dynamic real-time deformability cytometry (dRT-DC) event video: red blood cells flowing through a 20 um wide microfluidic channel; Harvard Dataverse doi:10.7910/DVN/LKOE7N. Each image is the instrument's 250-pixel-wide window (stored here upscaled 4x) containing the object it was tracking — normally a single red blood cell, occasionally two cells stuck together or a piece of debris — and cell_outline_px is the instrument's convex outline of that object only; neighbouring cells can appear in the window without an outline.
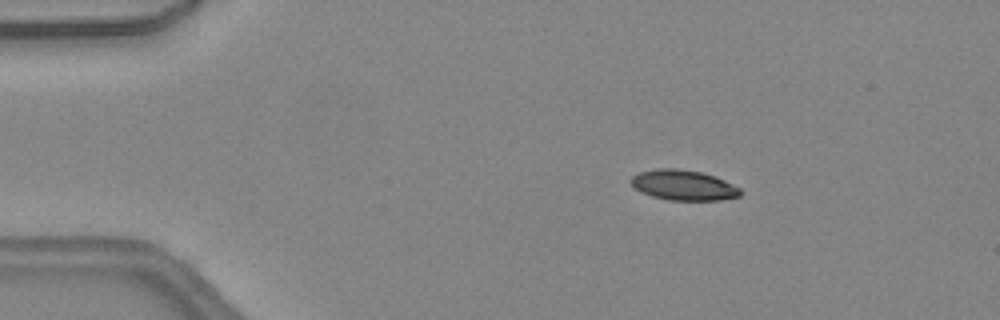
{"species": "common noctule bat (a hibernating species)", "species_latin": "Nyctalus noctula", "temperature_condition": "warm", "stored_images_in_passage": 39, "camera_frame_rate_fps": 3000, "um_per_image_px": 0.085, "animal": {"sex": "female", "body_mass_g": 24.6, "forearm_length_mm": 56.2}, "frame": {"image": 1, "passage_image": 1, "time_ms": 0.0, "image_size_px": [1000, 320], "cell_outline_px": [[740, 196], [720, 200], [668, 200], [652, 196], [640, 192], [628, 180], [632, 176], [640, 172], [656, 168], [676, 168], [700, 172], [716, 176], [740, 188]], "centroid_in_image_um": [58.07, 15.73], "position_along_channel_um": 26.9, "area_um2": 19.31}}
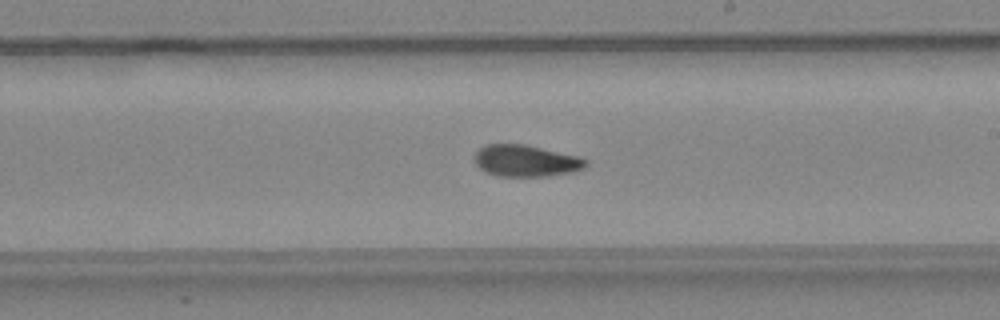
{"frame": {"image": 2, "passage_image": 20, "time_ms": 6.333, "image_size_px": [1000, 320], "cell_outline_px": [[588, 164], [584, 168], [572, 172], [544, 176], [500, 176], [488, 172], [480, 168], [476, 164], [476, 152], [480, 148], [488, 144], [524, 144], [580, 156], [588, 160]], "centroid_in_image_um": [44.76, 13.66], "position_along_channel_um": 244.2, "area_um2": 20.35}}
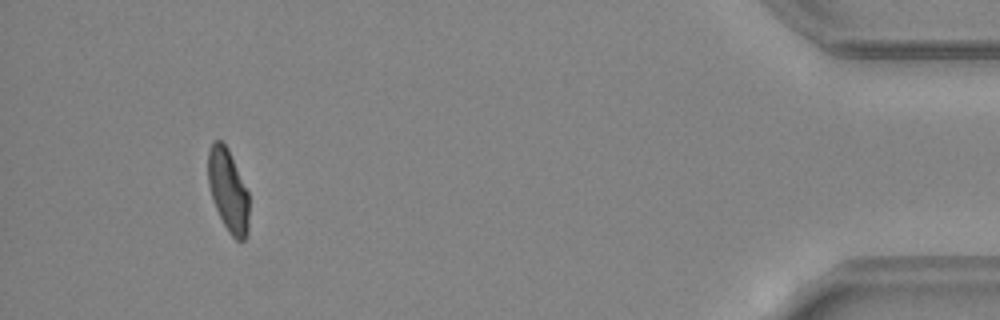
{"frame": {"image": 3, "passage_image": 36, "time_ms": 11.667, "image_size_px": [1000, 320], "cell_outline_px": [[248, 232], [244, 240], [236, 240], [228, 232], [216, 208], [208, 184], [208, 148], [212, 140], [220, 140], [228, 148], [248, 192]], "centroid_in_image_um": [19.38, 16.16], "position_along_channel_um": 415.8, "area_um2": 19.59}, "authors_computed_cell_mechanics": {"area_um2": 20.4034, "velocity_mm_per_s": 4.5203, "shape_relaxation_time_tau1_ms": 10.7228, "shape_relaxation_time_tau2_ms": 4.247, "deformation_change_tau1": 0.2772, "deformation_change_tau2": 0.1063}}